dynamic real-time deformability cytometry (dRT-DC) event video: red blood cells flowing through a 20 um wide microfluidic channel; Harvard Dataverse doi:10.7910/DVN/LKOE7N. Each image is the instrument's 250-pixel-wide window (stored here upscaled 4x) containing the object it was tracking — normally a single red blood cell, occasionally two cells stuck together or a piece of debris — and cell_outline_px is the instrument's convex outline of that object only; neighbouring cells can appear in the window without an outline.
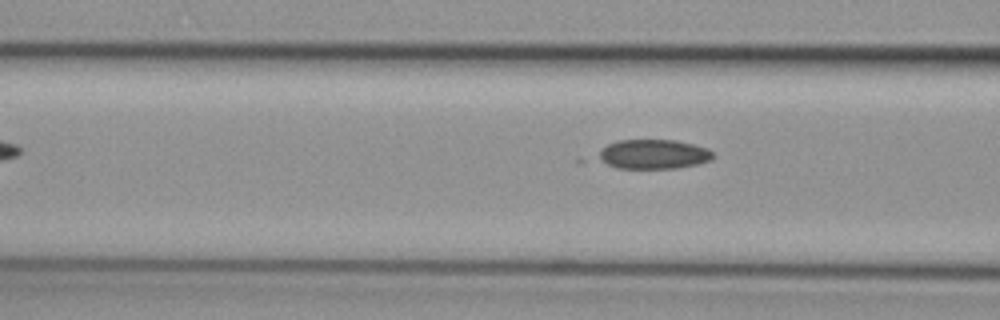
{"species": "common noctule bat (a hibernating species)", "species_latin": "Nyctalus noctula", "temperature_condition": "cold", "stored_images_in_passage": 8, "camera_frame_rate_fps": 3000, "um_per_image_px": 0.085, "animal": {"sex": "female", "body_mass_g": 29.2, "forearm_length_mm": 56.3}, "frame": {"image": 1, "passage_image": 5, "time_ms": 1.333, "image_size_px": [1000, 320], "cell_outline_px": [[716, 156], [712, 160], [696, 164], [676, 168], [616, 168], [600, 160], [600, 152], [608, 144], [616, 140], [676, 140], [708, 148]], "centroid_in_image_um": [55.6, 13.1], "position_along_channel_um": 111.0, "area_um2": 19.54}}
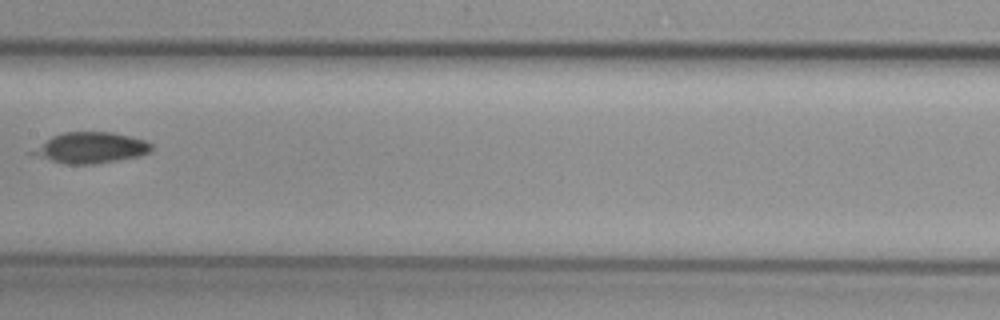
{"frame": {"image": 2, "passage_image": 7, "time_ms": 2.0, "image_size_px": [1000, 320], "cell_outline_px": [[152, 152], [140, 156], [96, 164], [64, 164], [28, 152], [52, 136], [64, 132], [112, 132], [144, 140], [152, 144]], "centroid_in_image_um": [7.75, 12.56], "position_along_channel_um": 199.6, "area_um2": 21.21}}